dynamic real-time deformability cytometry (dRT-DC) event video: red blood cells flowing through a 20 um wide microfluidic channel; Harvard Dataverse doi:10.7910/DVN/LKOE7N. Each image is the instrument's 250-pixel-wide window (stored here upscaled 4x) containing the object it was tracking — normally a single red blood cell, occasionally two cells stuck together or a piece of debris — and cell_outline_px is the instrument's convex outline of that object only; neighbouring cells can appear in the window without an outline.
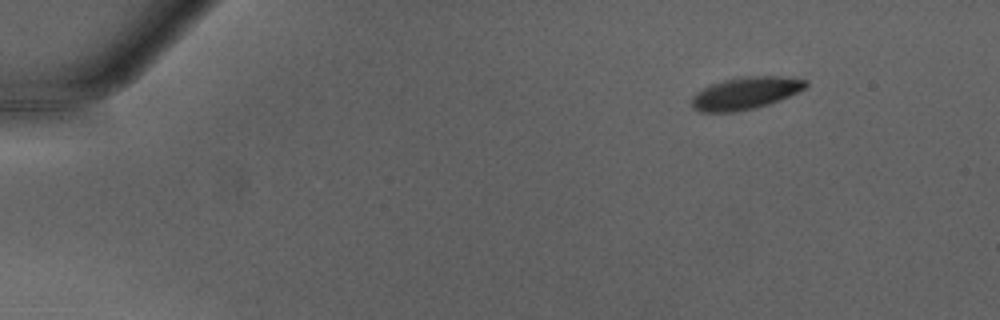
{"species": "Egyptian fruit bat (a non-hibernating species)", "species_latin": "Rousettus aegyptiacus", "temperature_condition": "warm", "stored_images_in_passage": 45, "camera_frame_rate_fps": 3000, "um_per_image_px": 0.085, "animal": {"sex": "male"}, "frame": {"image": 1, "passage_image": 1, "time_ms": 0.0, "image_size_px": [1000, 320], "cell_outline_px": [[808, 88], [780, 100], [756, 108], [736, 112], [700, 112], [692, 108], [692, 96], [696, 92], [712, 84], [724, 80], [744, 76], [780, 76], [808, 80]], "centroid_in_image_um": [63.4, 7.92], "position_along_channel_um": 21.6, "area_um2": 21.62}}
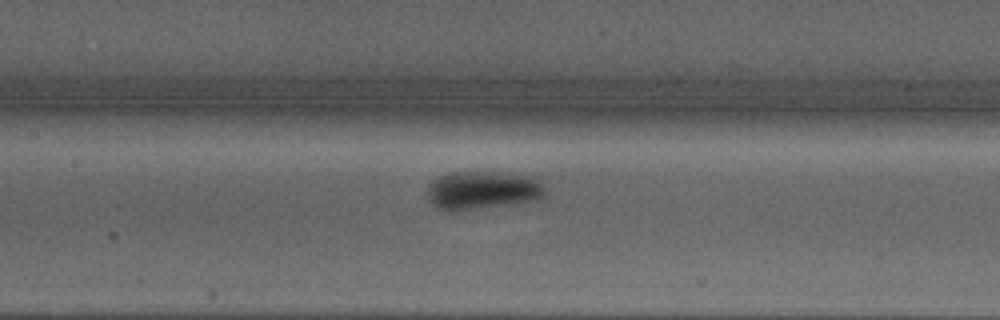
{"frame": {"image": 2, "passage_image": 19, "time_ms": 6.0, "image_size_px": [1000, 320], "cell_outline_px": [[544, 196], [536, 200], [456, 212], [440, 208], [432, 204], [428, 200], [428, 184], [432, 180], [440, 176], [452, 172], [476, 172], [540, 176], [544, 188]], "centroid_in_image_um": [41.03, 16.17], "position_along_channel_um": 166.4, "area_um2": 26.36}}
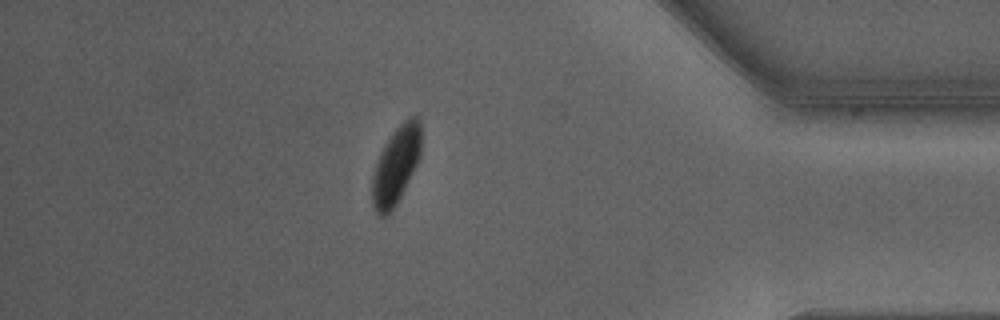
{"frame": {"image": 3, "passage_image": 38, "time_ms": 12.333, "image_size_px": [1000, 320], "cell_outline_px": [[420, 156], [392, 212], [388, 216], [380, 216], [376, 212], [372, 204], [372, 176], [380, 152], [384, 144], [396, 128], [408, 116], [416, 116], [420, 120]], "centroid_in_image_um": [33.63, 14.06], "position_along_channel_um": 401.6, "area_um2": 21.85}, "authors_computed_cell_mechanics": {"area_um2": 23.5246, "velocity_mm_per_s": 4.236, "shape_relaxation_time_tau1_ms": 2.6782, "shape_relaxation_time_tau2_ms": null, "deformation_change_tau1": 0.112, "deformation_change_tau2": null}}